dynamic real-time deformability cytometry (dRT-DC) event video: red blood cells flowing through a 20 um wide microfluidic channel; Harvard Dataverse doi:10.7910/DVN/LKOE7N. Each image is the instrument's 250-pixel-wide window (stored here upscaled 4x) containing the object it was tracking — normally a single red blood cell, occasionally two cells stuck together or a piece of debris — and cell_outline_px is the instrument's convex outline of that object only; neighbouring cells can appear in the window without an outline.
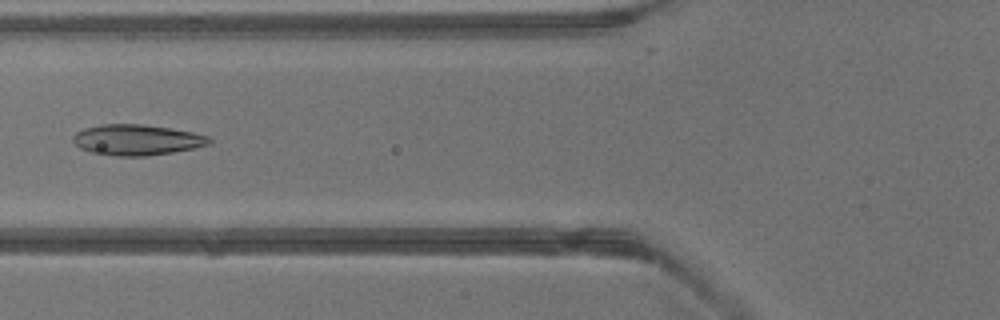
{"species": "common noctule bat (a hibernating species)", "species_latin": "Nyctalus noctula", "temperature_condition": "warm", "stored_images_in_passage": 28, "camera_frame_rate_fps": 3000, "um_per_image_px": 0.085, "animal": {"sex": "male", "body_mass_g": 13.3}, "frame": {"image": 1, "passage_image": 11, "time_ms": 3.333, "image_size_px": [1000, 320], "cell_outline_px": [[212, 144], [172, 152], [144, 156], [116, 156], [92, 152], [80, 148], [72, 140], [72, 136], [76, 132], [84, 128], [100, 124], [144, 124], [192, 132], [208, 136], [212, 140]], "centroid_in_image_um": [11.61, 11.88], "position_along_channel_um": 114.2, "area_um2": 24.28}}
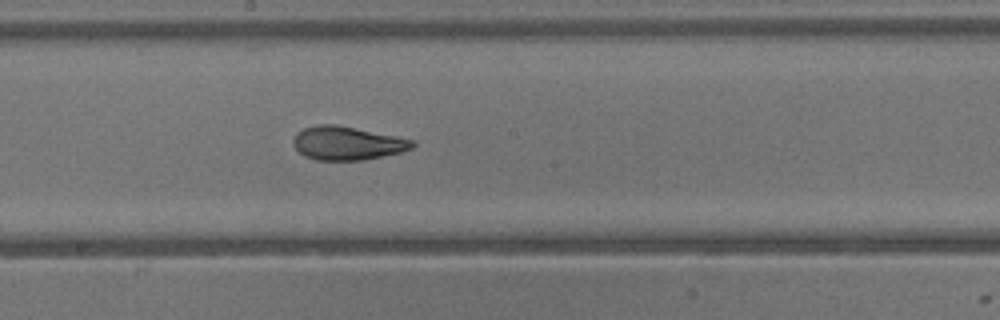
{"frame": {"image": 2, "passage_image": 17, "time_ms": 5.333, "image_size_px": [1000, 320], "cell_outline_px": [[416, 144], [412, 148], [400, 152], [364, 160], [316, 160], [304, 156], [296, 148], [292, 140], [296, 132], [304, 128], [316, 124], [336, 124], [416, 140]], "centroid_in_image_um": [29.51, 12.16], "position_along_channel_um": 218.7, "area_um2": 23.35}}
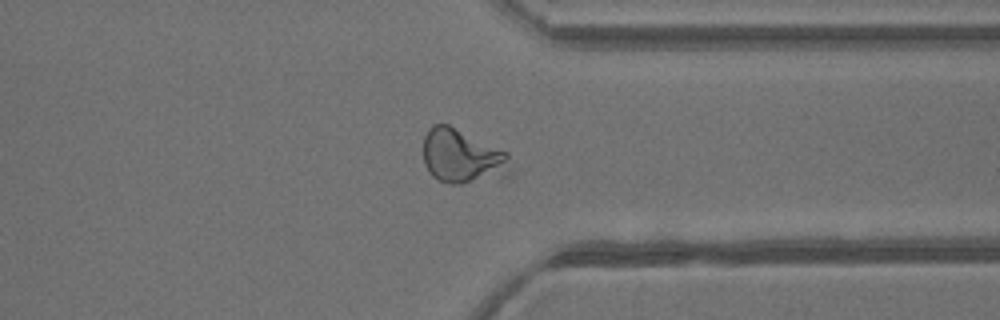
{"frame": {"image": 3, "passage_image": 26, "time_ms": 8.333, "image_size_px": [1000, 320], "cell_outline_px": [[508, 176], [460, 184], [452, 184], [440, 180], [432, 176], [424, 164], [424, 136], [428, 128], [432, 124], [448, 124], [508, 152]], "centroid_in_image_um": [39.26, 13.28], "position_along_channel_um": 372.1, "area_um2": 27.34}}